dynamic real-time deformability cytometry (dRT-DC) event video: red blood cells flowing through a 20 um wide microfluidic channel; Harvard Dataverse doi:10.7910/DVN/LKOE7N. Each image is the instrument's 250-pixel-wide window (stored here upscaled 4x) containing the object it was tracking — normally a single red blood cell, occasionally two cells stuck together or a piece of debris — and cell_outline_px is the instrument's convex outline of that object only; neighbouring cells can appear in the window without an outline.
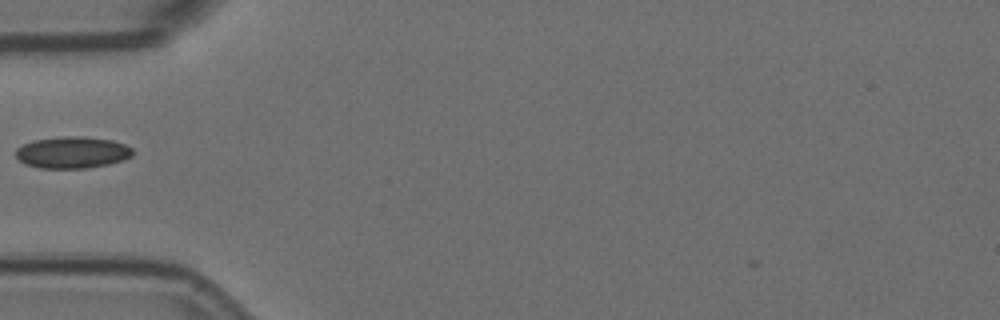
{"species": "Egyptian fruit bat (a non-hibernating species)", "species_latin": "Rousettus aegyptiacus", "temperature_condition": "room temperature", "stored_images_in_passage": 39, "camera_frame_rate_fps": 3000, "um_per_image_px": 0.085, "animal": {"sex": "female"}, "frame": {"image": 1, "passage_image": 1, "time_ms": 0.0, "image_size_px": [1000, 320], "cell_outline_px": [[132, 156], [108, 164], [84, 168], [40, 168], [24, 164], [16, 156], [16, 148], [24, 144], [36, 140], [64, 136], [84, 136], [112, 140], [124, 144], [132, 148]], "centroid_in_image_um": [6.13, 12.95], "position_along_channel_um": 78.9, "area_um2": 21.39}}
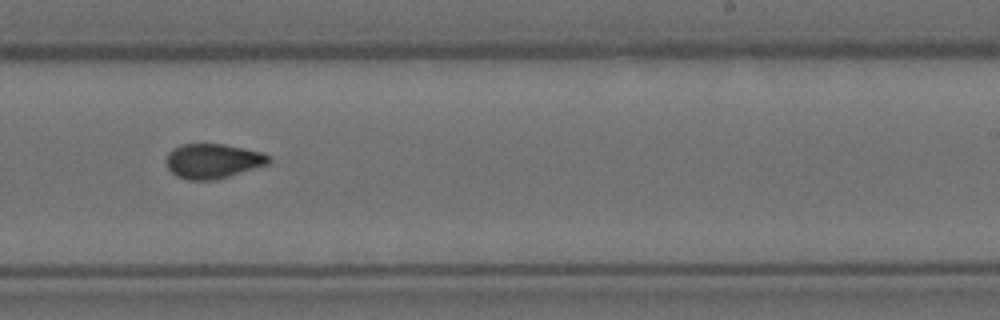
{"frame": {"image": 2, "passage_image": 17, "time_ms": 5.333, "image_size_px": [1000, 320], "cell_outline_px": [[272, 160], [268, 164], [216, 180], [188, 180], [176, 176], [168, 168], [164, 160], [168, 152], [172, 148], [180, 144], [224, 144], [260, 152], [272, 156]], "centroid_in_image_um": [18.06, 13.69], "position_along_channel_um": 270.9, "area_um2": 20.92}}
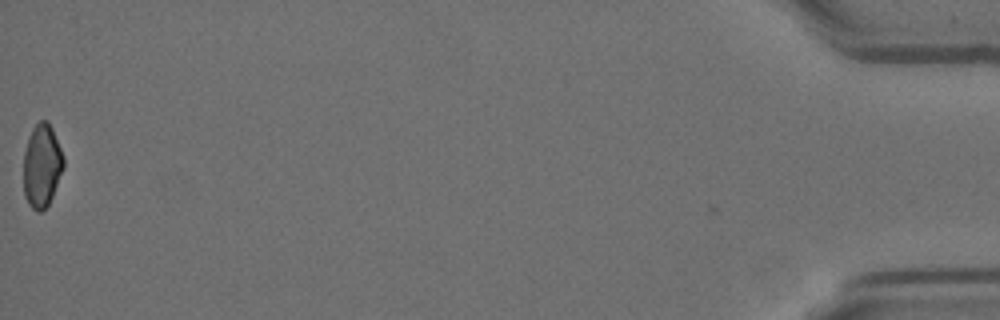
{"frame": {"image": 3, "passage_image": 39, "time_ms": 12.667, "image_size_px": [1000, 320], "cell_outline_px": [[64, 168], [52, 196], [48, 204], [40, 212], [36, 212], [28, 204], [24, 196], [24, 152], [28, 136], [32, 128], [40, 120], [48, 120], [52, 128], [64, 156]], "centroid_in_image_um": [3.56, 14.07], "position_along_channel_um": 431.6, "area_um2": 19.54}}